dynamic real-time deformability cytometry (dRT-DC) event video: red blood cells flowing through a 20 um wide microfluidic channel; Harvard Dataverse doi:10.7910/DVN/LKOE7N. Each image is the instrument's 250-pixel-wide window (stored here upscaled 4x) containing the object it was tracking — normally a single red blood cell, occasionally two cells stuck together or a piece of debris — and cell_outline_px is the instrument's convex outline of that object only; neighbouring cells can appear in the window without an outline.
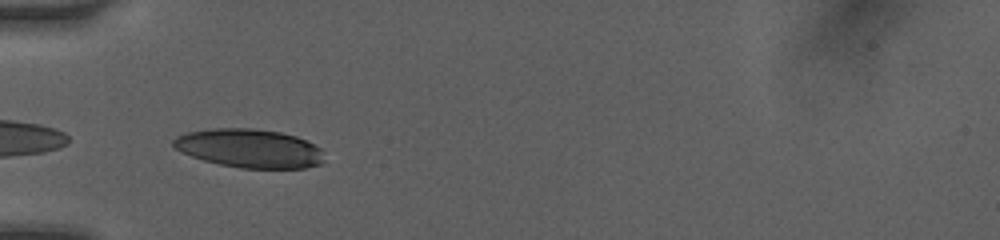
{"species": "human", "species_latin": "Homo sapiens", "temperature_condition": "room temperature", "stored_images_in_passage": 45, "camera_frame_rate_fps": 3000, "um_per_image_px": 0.085, "donor": {"sex": "female"}, "frame": {"image": 1, "passage_image": 1, "time_ms": 0.0, "image_size_px": [1000, 240], "cell_outline_px": [[324, 160], [320, 164], [304, 168], [240, 168], [220, 164], [204, 160], [192, 156], [176, 148], [172, 144], [172, 140], [176, 136], [188, 132], [208, 128], [252, 128], [280, 132], [296, 136], [320, 148]], "centroid_in_image_um": [21.19, 12.6], "position_along_channel_um": 63.8, "area_um2": 33.81}}
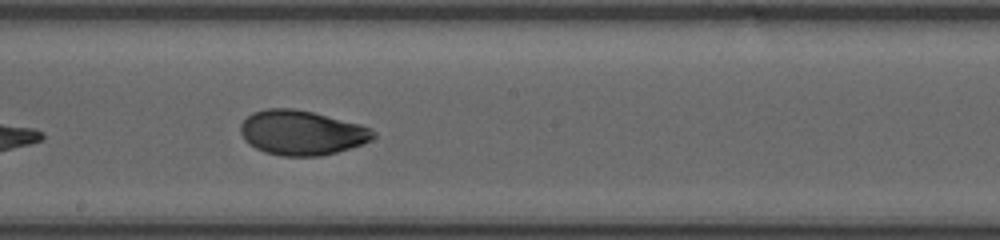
{"frame": {"image": 2, "passage_image": 18, "time_ms": 4.0, "image_size_px": [1000, 240], "cell_outline_px": [[376, 136], [372, 140], [336, 152], [320, 156], [284, 156], [264, 152], [248, 144], [244, 140], [240, 132], [240, 124], [252, 112], [264, 108], [292, 108], [312, 112], [360, 124], [372, 128], [376, 132]], "centroid_in_image_um": [25.62, 11.27], "position_along_channel_um": 222.6, "area_um2": 34.62}}
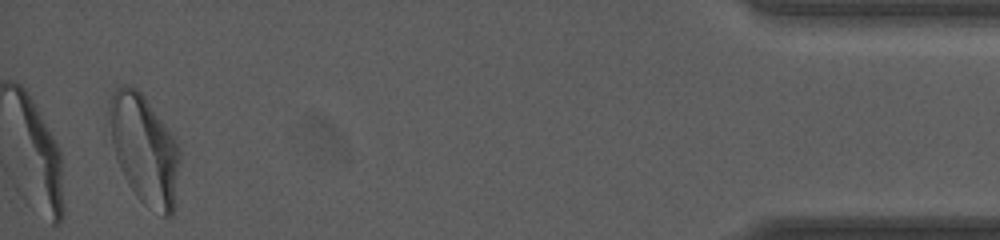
{"frame": {"image": 3, "passage_image": 44, "time_ms": 10.667, "image_size_px": [1000, 240], "cell_outline_px": [[180, 160], [172, 216], [164, 216], [144, 204], [136, 196], [128, 184], [120, 168], [112, 144], [108, 112], [108, 104], [112, 92], [116, 84], [128, 84], [136, 88], [144, 96], [176, 140], [180, 148]], "centroid_in_image_um": [12.25, 12.65], "position_along_channel_um": 423.0, "area_um2": 44.74}, "authors_computed_cell_mechanics": {"area_um2": 34.969, "velocity_mm_per_s": 4.0817, "shape_relaxation_time_tau1_ms": 3.9443, "shape_relaxation_time_tau2_ms": 1.1246, "deformation_change_tau1": 0.142, "deformation_change_tau2": 0.0503}}